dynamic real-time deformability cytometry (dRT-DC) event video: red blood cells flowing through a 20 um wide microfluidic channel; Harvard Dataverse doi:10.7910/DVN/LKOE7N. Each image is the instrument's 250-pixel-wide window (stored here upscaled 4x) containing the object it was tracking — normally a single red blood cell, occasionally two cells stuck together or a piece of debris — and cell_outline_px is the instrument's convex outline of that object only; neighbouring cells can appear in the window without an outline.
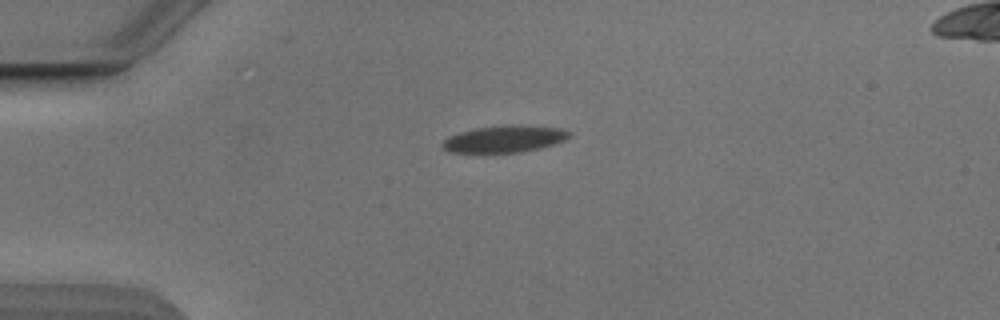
{"species": "Egyptian fruit bat (a non-hibernating species)", "species_latin": "Rousettus aegyptiacus", "temperature_condition": "cold", "stored_images_in_passage": 7, "camera_frame_rate_fps": 3000, "um_per_image_px": 0.085, "animal": {"sex": "male"}, "frame": {"image": 1, "passage_image": 1, "time_ms": 0.0, "image_size_px": [1000, 320], "cell_outline_px": [[572, 136], [564, 140], [552, 144], [520, 152], [448, 152], [440, 144], [448, 136], [460, 132], [476, 128], [520, 124], [564, 128], [572, 132]], "centroid_in_image_um": [42.91, 11.79], "position_along_channel_um": 42.1, "area_um2": 19.77}}
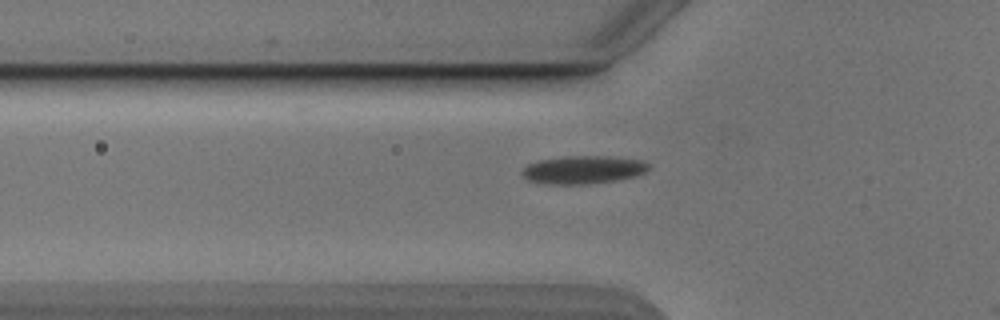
{"frame": {"image": 2, "passage_image": 6, "time_ms": 1.667, "image_size_px": [1000, 320], "cell_outline_px": [[648, 168], [644, 172], [636, 176], [616, 180], [584, 184], [560, 184], [528, 180], [520, 172], [528, 164], [536, 160], [564, 156], [612, 156], [644, 160], [648, 164]], "centroid_in_image_um": [49.58, 14.4], "position_along_channel_um": 76.2, "area_um2": 20.58}}